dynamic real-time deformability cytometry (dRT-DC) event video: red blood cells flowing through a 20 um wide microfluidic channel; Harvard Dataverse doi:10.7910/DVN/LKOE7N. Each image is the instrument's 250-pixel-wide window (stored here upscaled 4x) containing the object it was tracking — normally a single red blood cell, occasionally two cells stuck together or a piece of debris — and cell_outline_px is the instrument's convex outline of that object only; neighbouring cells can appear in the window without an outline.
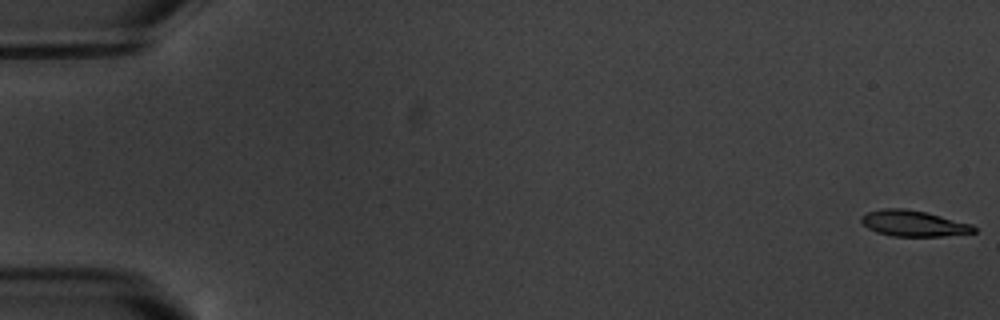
{"species": "common noctule bat (a hibernating species)", "species_latin": "Nyctalus noctula", "temperature_condition": "warm", "stored_images_in_passage": 6, "camera_frame_rate_fps": 3000, "um_per_image_px": 0.085, "animal": {"sex": "male", "body_mass_g": 20.1, "forearm_length_mm": 53.5}, "frame": {"image": 1, "passage_image": 1, "time_ms": 0.0, "image_size_px": [1000, 320], "cell_outline_px": [[976, 232], [944, 236], [892, 236], [876, 232], [868, 228], [860, 220], [860, 216], [868, 212], [884, 208], [904, 208], [928, 212], [972, 224], [976, 228]], "centroid_in_image_um": [77.65, 18.98], "position_along_channel_um": 7.3, "area_um2": 17.11}}
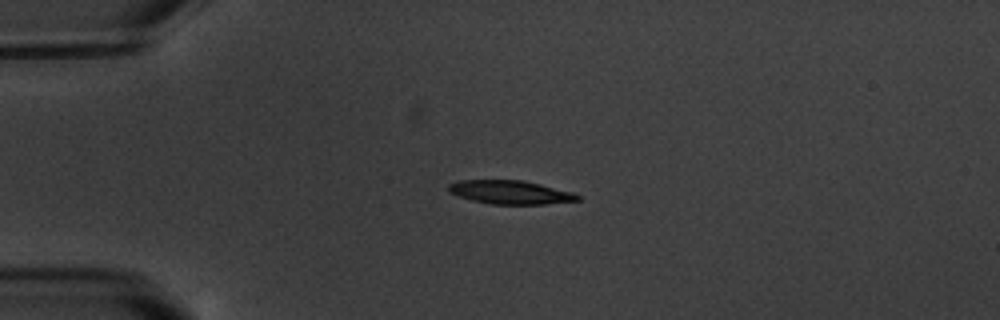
{"frame": {"image": 2, "passage_image": 5, "time_ms": 4.667, "image_size_px": [1000, 320], "cell_outline_px": [[580, 200], [544, 204], [492, 204], [472, 200], [448, 192], [448, 184], [460, 180], [520, 180], [540, 184], [572, 192], [580, 196]], "centroid_in_image_um": [43.36, 16.34], "position_along_channel_um": 41.6, "area_um2": 17.57}}